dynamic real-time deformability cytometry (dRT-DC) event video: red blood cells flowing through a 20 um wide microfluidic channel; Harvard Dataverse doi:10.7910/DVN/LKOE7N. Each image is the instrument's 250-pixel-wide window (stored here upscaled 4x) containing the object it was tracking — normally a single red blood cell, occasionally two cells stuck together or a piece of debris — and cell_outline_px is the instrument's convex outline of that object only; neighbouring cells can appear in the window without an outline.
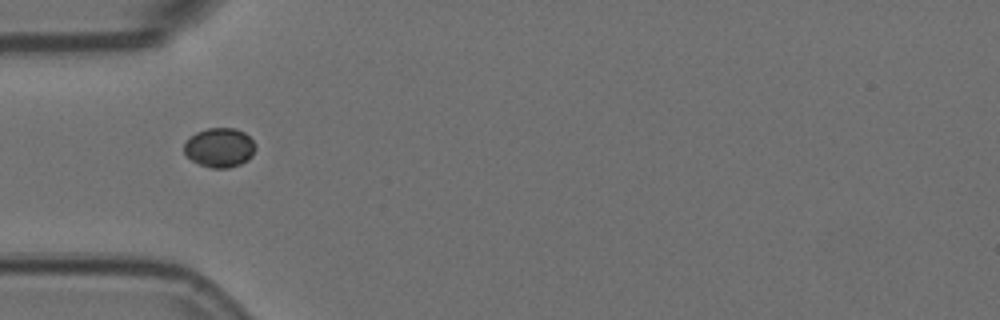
{"species": "Egyptian fruit bat (a non-hibernating species)", "species_latin": "Rousettus aegyptiacus", "temperature_condition": "room temperature", "stored_images_in_passage": 2, "camera_frame_rate_fps": 3000, "um_per_image_px": 0.085, "animal": {"sex": "female"}, "frame": {"image": 1, "passage_image": 1, "time_ms": 0.0, "image_size_px": [1000, 320], "cell_outline_px": [[256, 148], [252, 156], [248, 160], [240, 164], [228, 168], [212, 168], [200, 164], [192, 160], [184, 152], [184, 144], [196, 132], [208, 128], [236, 128], [244, 132], [256, 144]], "centroid_in_image_um": [18.69, 12.54], "position_along_channel_um": 66.3, "area_um2": 16.3}}
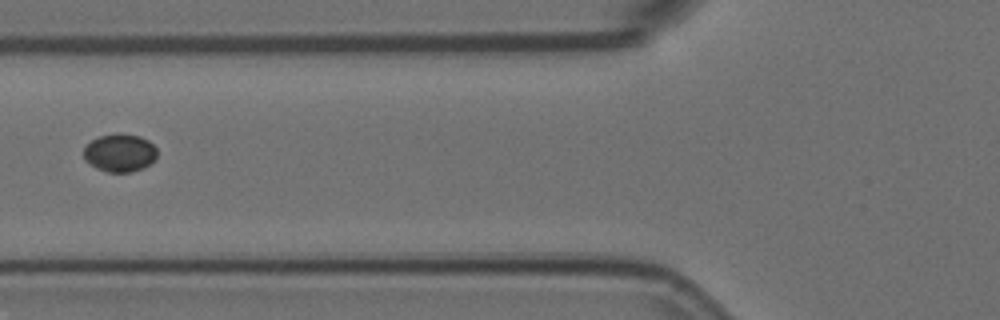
{"frame": {"image": 2, "passage_image": 2, "time_ms": 0.333, "image_size_px": [1000, 320], "cell_outline_px": [[156, 160], [144, 168], [132, 172], [108, 172], [96, 168], [84, 160], [84, 148], [92, 140], [100, 136], [140, 136], [148, 140], [156, 148]], "centroid_in_image_um": [10.2, 13.05], "position_along_channel_um": 115.6, "area_um2": 15.84}}